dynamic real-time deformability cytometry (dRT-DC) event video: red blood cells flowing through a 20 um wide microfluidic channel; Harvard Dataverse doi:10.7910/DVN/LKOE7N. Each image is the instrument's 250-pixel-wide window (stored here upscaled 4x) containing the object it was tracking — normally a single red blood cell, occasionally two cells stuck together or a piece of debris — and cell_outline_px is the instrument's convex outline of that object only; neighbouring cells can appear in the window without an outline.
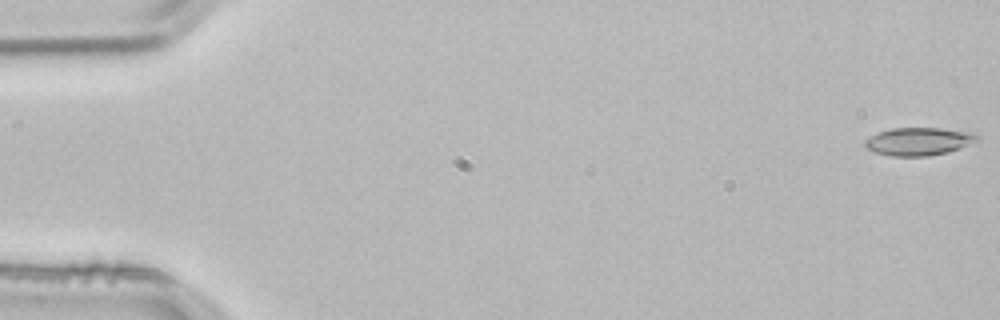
{"species": "common noctule bat (a hibernating species)", "species_latin": "Nyctalus noctula", "temperature_condition": "room temperature", "stored_images_in_passage": 4, "camera_frame_rate_fps": 3000, "um_per_image_px": 0.085, "animal": {"sex": "male", "body_mass_g": 21.5, "forearm_length_mm": 52.0}, "frame": {"image": 1, "passage_image": 1, "time_ms": 0.0, "image_size_px": [1000, 320], "cell_outline_px": [[980, 140], [960, 148], [948, 152], [928, 156], [892, 156], [876, 152], [868, 148], [864, 144], [864, 140], [880, 132], [892, 128], [940, 128], [972, 132], [980, 136]], "centroid_in_image_um": [78.15, 12.02], "position_along_channel_um": 6.9, "area_um2": 18.15}}
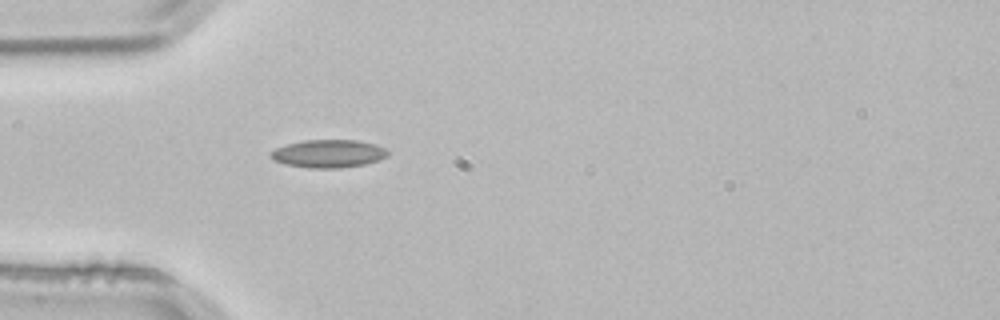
{"frame": {"image": 2, "passage_image": 4, "time_ms": 1.0, "image_size_px": [1000, 320], "cell_outline_px": [[388, 156], [380, 160], [364, 164], [340, 168], [308, 168], [284, 164], [272, 160], [268, 156], [268, 152], [276, 148], [288, 144], [304, 140], [356, 140], [372, 144], [384, 148], [388, 152]], "centroid_in_image_um": [27.86, 13.07], "position_along_channel_um": 57.1, "area_um2": 19.13}}